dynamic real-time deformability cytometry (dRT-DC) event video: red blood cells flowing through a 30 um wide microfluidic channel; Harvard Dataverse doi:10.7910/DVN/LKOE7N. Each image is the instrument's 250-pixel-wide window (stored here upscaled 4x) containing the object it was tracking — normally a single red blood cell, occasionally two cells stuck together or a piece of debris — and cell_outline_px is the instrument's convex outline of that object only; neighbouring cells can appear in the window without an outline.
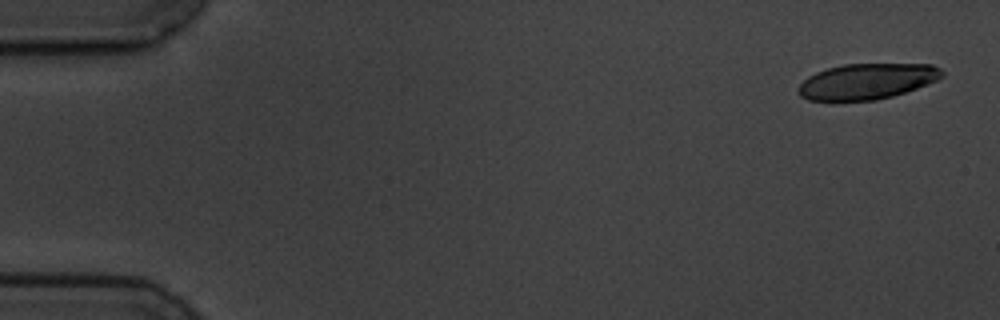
{"species": "common noctule bat (a hibernating species)", "species_latin": "Nyctalus noctula", "temperature_condition": "cold", "stored_images_in_passage": 4, "camera_frame_rate_fps": 3000, "um_per_image_px": 0.085, "animal": {"sex": "male", "body_mass_g": 19.5, "forearm_length_mm": 54.6}, "frame": {"image": 1, "passage_image": 1, "time_ms": 0.0, "image_size_px": [1000, 320], "cell_outline_px": [[944, 76], [936, 80], [916, 88], [892, 96], [876, 100], [832, 104], [808, 100], [800, 96], [796, 92], [800, 84], [808, 76], [816, 72], [828, 68], [844, 64], [932, 64], [940, 68], [944, 72]], "centroid_in_image_um": [73.6, 6.96], "position_along_channel_um": 11.4, "area_um2": 30.75}}